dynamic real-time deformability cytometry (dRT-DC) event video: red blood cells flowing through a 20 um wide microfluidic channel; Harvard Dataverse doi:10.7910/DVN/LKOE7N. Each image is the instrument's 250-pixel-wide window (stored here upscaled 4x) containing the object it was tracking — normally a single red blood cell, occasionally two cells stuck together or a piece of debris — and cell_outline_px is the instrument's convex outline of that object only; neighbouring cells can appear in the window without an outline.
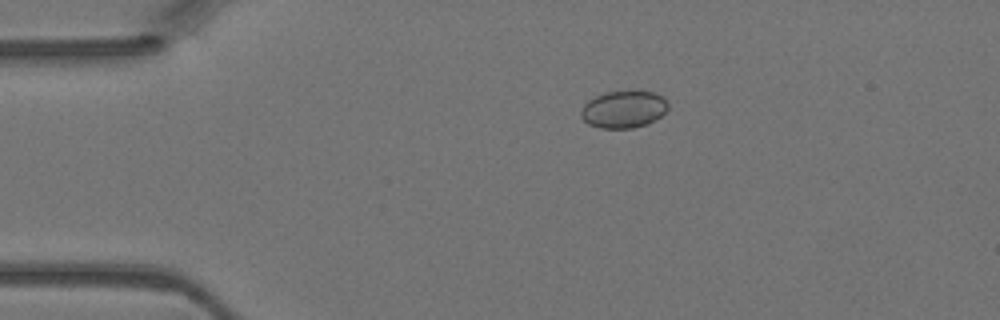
{"species": "Egyptian fruit bat (a non-hibernating species)", "species_latin": "Rousettus aegyptiacus", "temperature_condition": "warm", "stored_images_in_passage": 2, "camera_frame_rate_fps": 3000, "um_per_image_px": 0.085, "animal": {"sex": "female"}, "frame": {"image": 1, "passage_image": 1, "time_ms": 0.0, "image_size_px": [1000, 320], "cell_outline_px": [[668, 108], [660, 116], [648, 124], [632, 128], [600, 128], [588, 124], [580, 116], [580, 112], [584, 104], [588, 100], [604, 92], [652, 92], [668, 100]], "centroid_in_image_um": [52.99, 9.31], "position_along_channel_um": 32.0, "area_um2": 18.73}}